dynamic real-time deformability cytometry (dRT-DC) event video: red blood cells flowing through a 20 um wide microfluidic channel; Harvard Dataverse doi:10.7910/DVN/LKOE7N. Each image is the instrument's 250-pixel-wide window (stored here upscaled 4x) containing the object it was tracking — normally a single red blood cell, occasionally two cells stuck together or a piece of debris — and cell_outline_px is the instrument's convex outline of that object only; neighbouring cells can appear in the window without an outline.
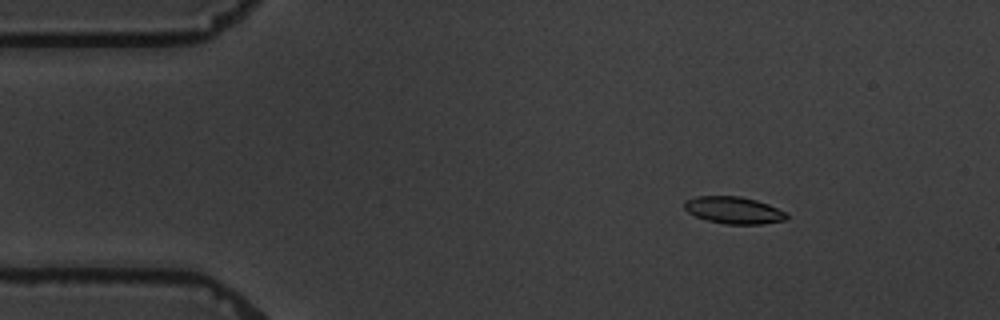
{"species": "common noctule bat (a hibernating species)", "species_latin": "Nyctalus noctula", "temperature_condition": "warm", "stored_images_in_passage": 5, "camera_frame_rate_fps": 3000, "um_per_image_px": 0.085, "animal": {"sex": "male", "body_mass_g": 19.5, "forearm_length_mm": 54.6}, "frame": {"image": 1, "passage_image": 3, "time_ms": 2.333, "image_size_px": [1000, 320], "cell_outline_px": [[788, 216], [784, 220], [764, 224], [724, 224], [708, 220], [696, 216], [688, 212], [684, 208], [684, 200], [696, 196], [740, 196], [756, 200], [768, 204], [784, 212]], "centroid_in_image_um": [62.33, 17.86], "position_along_channel_um": 22.7, "area_um2": 16.01}}